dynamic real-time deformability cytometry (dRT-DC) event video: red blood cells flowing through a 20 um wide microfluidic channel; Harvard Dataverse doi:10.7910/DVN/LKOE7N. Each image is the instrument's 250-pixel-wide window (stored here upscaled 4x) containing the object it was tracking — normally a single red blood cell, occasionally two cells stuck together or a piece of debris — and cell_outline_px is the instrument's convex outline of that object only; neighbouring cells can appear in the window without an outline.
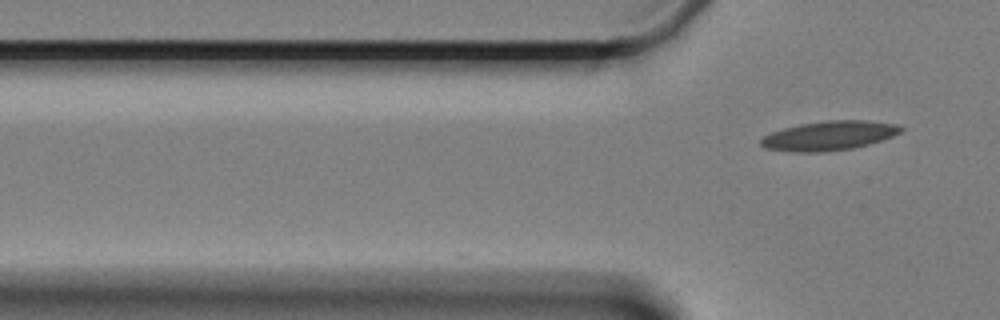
{"species": "Egyptian fruit bat (a non-hibernating species)", "species_latin": "Rousettus aegyptiacus", "temperature_condition": "cold", "stored_images_in_passage": 3, "camera_frame_rate_fps": 3000, "um_per_image_px": 0.085, "animal": {"sex": "female"}, "frame": {"image": 1, "passage_image": 3, "time_ms": 2.333, "image_size_px": [1000, 320], "cell_outline_px": [[904, 128], [900, 132], [892, 136], [868, 144], [852, 148], [824, 152], [796, 152], [764, 148], [760, 144], [760, 140], [764, 136], [772, 132], [784, 128], [800, 124], [824, 120], [868, 120], [896, 124]], "centroid_in_image_um": [70.46, 11.52], "position_along_channel_um": 55.3, "area_um2": 23.81}}